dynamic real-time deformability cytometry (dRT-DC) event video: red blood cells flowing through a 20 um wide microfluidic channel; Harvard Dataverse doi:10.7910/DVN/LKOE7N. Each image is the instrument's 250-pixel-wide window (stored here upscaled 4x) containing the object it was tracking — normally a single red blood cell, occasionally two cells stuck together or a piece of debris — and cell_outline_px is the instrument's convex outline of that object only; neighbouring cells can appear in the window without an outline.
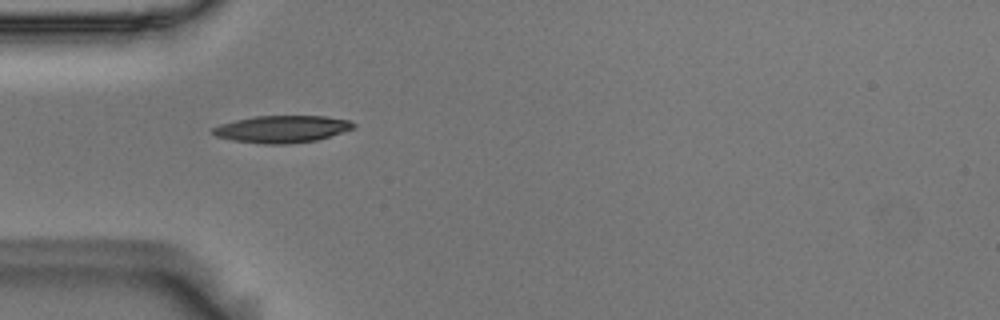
{"species": "Egyptian fruit bat (a non-hibernating species)", "species_latin": "Rousettus aegyptiacus", "temperature_condition": "room temperature", "stored_images_in_passage": 5, "camera_frame_rate_fps": 3000, "um_per_image_px": 0.085, "animal": {"sex": "male"}, "frame": {"image": 1, "passage_image": 4, "time_ms": 1.0, "image_size_px": [1000, 320], "cell_outline_px": [[356, 128], [316, 140], [288, 144], [264, 144], [232, 140], [216, 136], [212, 132], [212, 128], [220, 124], [236, 120], [256, 116], [324, 116], [348, 120], [356, 124]], "centroid_in_image_um": [23.98, 10.97], "position_along_channel_um": 61.0, "area_um2": 22.14}}
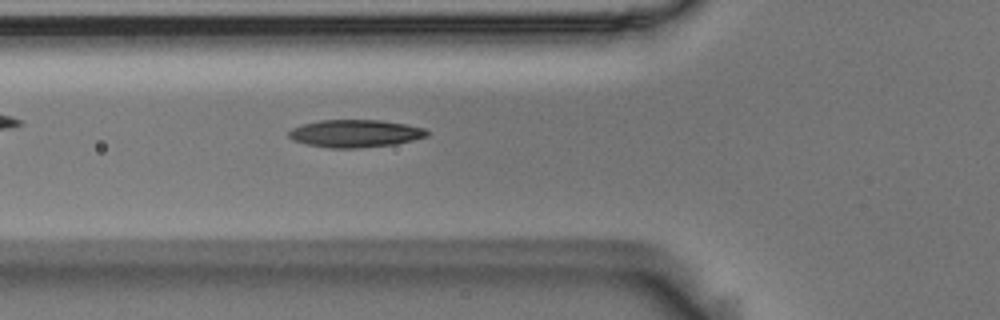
{"frame": {"image": 2, "passage_image": 5, "time_ms": 1.333, "image_size_px": [1000, 320], "cell_outline_px": [[428, 136], [396, 144], [360, 148], [328, 148], [308, 144], [292, 140], [288, 136], [288, 132], [292, 128], [300, 124], [320, 120], [380, 120], [408, 124], [424, 128], [428, 132]], "centroid_in_image_um": [30.18, 11.34], "position_along_channel_um": 95.6, "area_um2": 22.37}}